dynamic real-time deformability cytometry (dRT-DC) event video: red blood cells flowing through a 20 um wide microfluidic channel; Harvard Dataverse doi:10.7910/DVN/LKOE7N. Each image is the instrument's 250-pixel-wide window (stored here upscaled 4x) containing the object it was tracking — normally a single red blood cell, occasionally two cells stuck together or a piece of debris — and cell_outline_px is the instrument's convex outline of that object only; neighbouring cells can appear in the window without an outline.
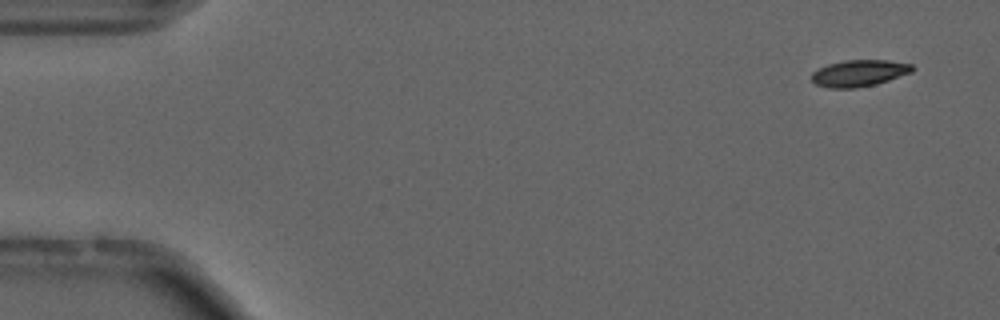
{"species": "common noctule bat (a hibernating species)", "species_latin": "Nyctalus noctula", "temperature_condition": "cold", "stored_images_in_passage": 13, "camera_frame_rate_fps": 3000, "um_per_image_px": 0.085, "animal": {"sex": "male", "forearm_length_mm": 52.5}, "frame": {"image": 1, "passage_image": 1, "time_ms": 0.0, "image_size_px": [1000, 320], "cell_outline_px": [[916, 68], [912, 72], [876, 84], [856, 88], [828, 88], [816, 84], [812, 80], [812, 72], [828, 64], [844, 60], [888, 60], [912, 64]], "centroid_in_image_um": [73.05, 6.21], "position_along_channel_um": 12.0, "area_um2": 15.61}}
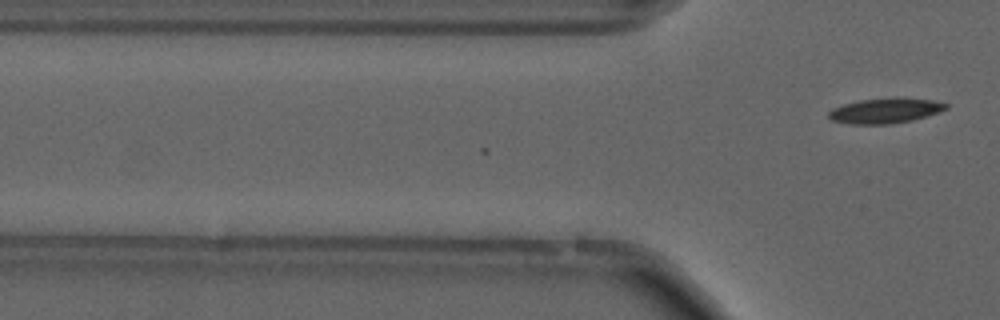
{"frame": {"image": 2, "passage_image": 13, "time_ms": 4.0, "image_size_px": [1000, 320], "cell_outline_px": [[948, 108], [912, 120], [892, 124], [852, 124], [832, 120], [828, 116], [828, 112], [832, 108], [844, 104], [860, 100], [892, 96], [900, 96], [932, 100], [948, 104]], "centroid_in_image_um": [75.23, 9.38], "position_along_channel_um": 50.6, "area_um2": 17.34}}